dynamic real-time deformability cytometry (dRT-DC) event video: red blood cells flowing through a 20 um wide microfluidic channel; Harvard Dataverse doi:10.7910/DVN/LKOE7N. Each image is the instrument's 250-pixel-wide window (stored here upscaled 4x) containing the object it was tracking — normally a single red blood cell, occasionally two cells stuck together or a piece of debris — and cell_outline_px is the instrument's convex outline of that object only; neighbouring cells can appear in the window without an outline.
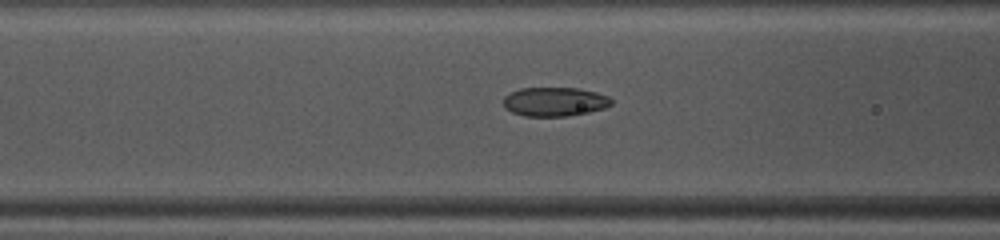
{"species": "common noctule bat (a hibernating species)", "species_latin": "Nyctalus noctula", "temperature_condition": "warm", "stored_images_in_passage": 47, "camera_frame_rate_fps": 3000, "um_per_image_px": 0.085, "animal": {"sex": "female", "body_mass_g": 10.0, "forearm_length_mm": 53.1}, "frame": {"image": 1, "passage_image": 17, "time_ms": 5.333, "image_size_px": [1000, 240], "cell_outline_px": [[612, 104], [604, 108], [588, 112], [568, 116], [524, 116], [512, 112], [504, 108], [504, 96], [520, 88], [576, 88], [596, 92], [608, 96], [612, 100]], "centroid_in_image_um": [47.14, 8.65], "position_along_channel_um": 119.5, "area_um2": 18.21}}
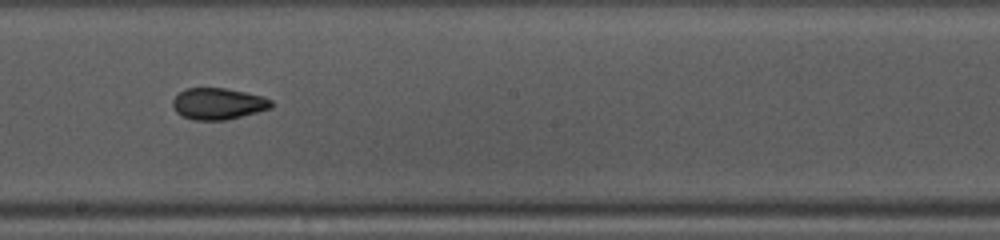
{"frame": {"image": 2, "passage_image": 25, "time_ms": 8.0, "image_size_px": [1000, 240], "cell_outline_px": [[272, 108], [224, 120], [196, 120], [184, 116], [176, 112], [172, 104], [172, 100], [184, 88], [224, 88], [244, 92], [260, 96], [272, 100]], "centroid_in_image_um": [18.52, 8.81], "position_along_channel_um": 229.7, "area_um2": 17.8}}
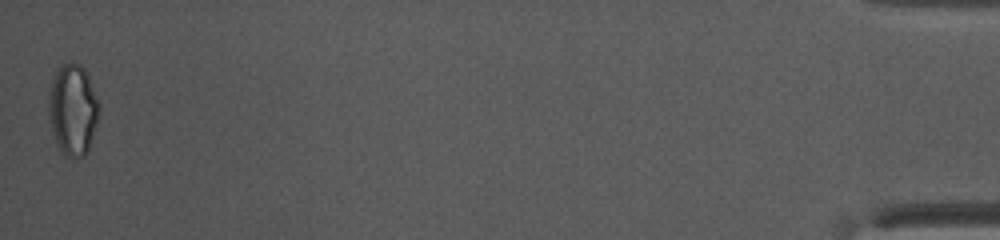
{"frame": {"image": 3, "passage_image": 47, "time_ms": 15.333, "image_size_px": [1000, 240], "cell_outline_px": [[100, 108], [96, 124], [88, 152], [84, 156], [68, 156], [56, 144], [52, 132], [48, 112], [48, 96], [52, 80], [56, 68], [60, 64], [72, 60], [80, 64], [84, 68], [88, 76], [100, 104]], "centroid_in_image_um": [6.18, 9.25], "position_along_channel_um": 429.0, "area_um2": 26.99}, "authors_computed_cell_mechanics": {"area_um2": 18.6116, "velocity_mm_per_s": 4.1221, "shape_relaxation_time_tau1_ms": 7.2902, "shape_relaxation_time_tau2_ms": 2.1848, "deformation_change_tau1": 0.1452, "deformation_change_tau2": 0.0843}}